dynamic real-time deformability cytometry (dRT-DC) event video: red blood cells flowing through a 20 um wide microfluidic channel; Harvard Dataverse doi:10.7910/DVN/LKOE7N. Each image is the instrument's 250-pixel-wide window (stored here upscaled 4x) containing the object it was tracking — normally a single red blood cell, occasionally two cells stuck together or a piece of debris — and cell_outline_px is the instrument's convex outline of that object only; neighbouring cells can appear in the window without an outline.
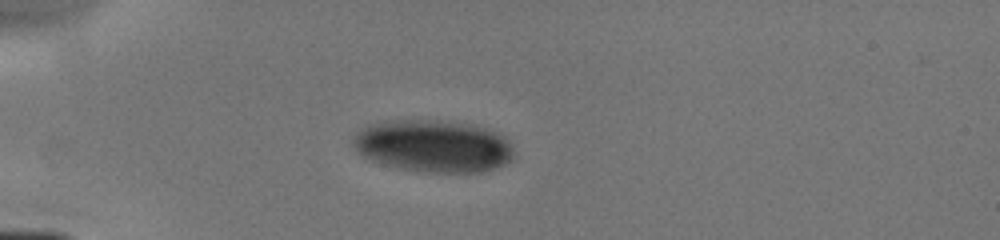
{"species": "human", "species_latin": "Homo sapiens", "temperature_condition": "cold", "stored_images_in_passage": 4, "camera_frame_rate_fps": 3000, "um_per_image_px": 0.085, "donor": {"sex": "male"}, "frame": {"image": 1, "passage_image": 1, "time_ms": 0.0, "image_size_px": [1000, 240], "cell_outline_px": [[516, 160], [496, 168], [480, 172], [424, 172], [400, 168], [368, 160], [356, 152], [352, 144], [352, 140], [356, 132], [360, 128], [368, 124], [392, 120], [432, 120], [464, 124], [488, 128], [500, 132], [512, 144]], "centroid_in_image_um": [36.85, 12.42], "position_along_channel_um": 48.2, "area_um2": 49.65}}